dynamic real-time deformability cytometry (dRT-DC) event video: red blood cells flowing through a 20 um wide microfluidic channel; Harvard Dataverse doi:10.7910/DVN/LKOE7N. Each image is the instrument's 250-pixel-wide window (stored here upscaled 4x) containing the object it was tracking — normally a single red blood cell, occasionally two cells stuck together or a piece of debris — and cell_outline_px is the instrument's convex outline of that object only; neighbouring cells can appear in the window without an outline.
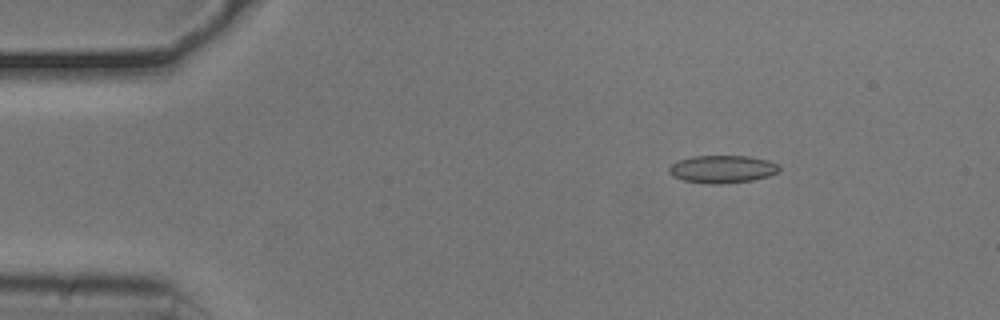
{"species": "common noctule bat (a hibernating species)", "species_latin": "Nyctalus noctula", "temperature_condition": "cold", "stored_images_in_passage": 52, "camera_frame_rate_fps": 3000, "um_per_image_px": 0.085, "animal": {"sex": "male", "body_mass_g": 20.5, "forearm_length_mm": 52.5}, "frame": {"image": 1, "passage_image": 6, "time_ms": 1.667, "image_size_px": [1000, 320], "cell_outline_px": [[780, 172], [768, 176], [752, 180], [720, 184], [708, 184], [684, 180], [672, 176], [668, 172], [668, 168], [672, 164], [680, 160], [692, 156], [748, 156], [768, 160], [776, 164], [780, 168]], "centroid_in_image_um": [61.4, 14.38], "position_along_channel_um": 23.6, "area_um2": 17.74}}
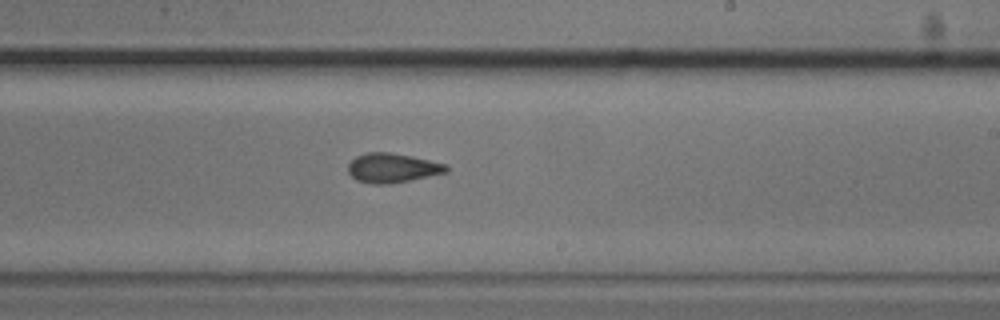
{"frame": {"image": 2, "passage_image": 30, "time_ms": 9.667, "image_size_px": [1000, 320], "cell_outline_px": [[448, 172], [392, 184], [372, 184], [356, 180], [348, 172], [348, 164], [356, 156], [368, 152], [388, 152], [412, 156], [448, 164]], "centroid_in_image_um": [33.36, 14.28], "position_along_channel_um": 255.6, "area_um2": 16.94}}
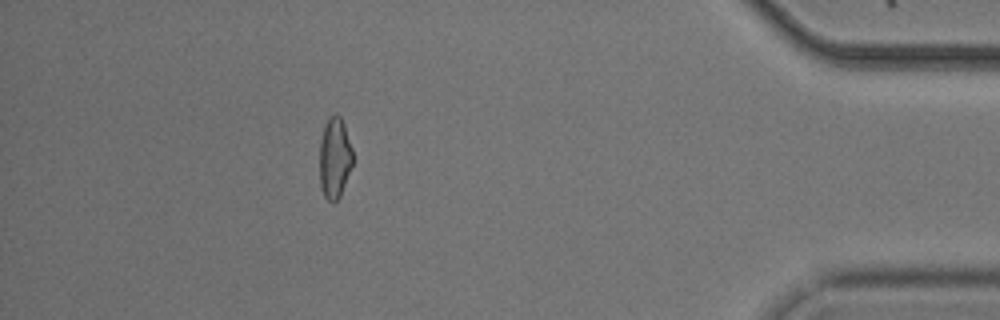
{"frame": {"image": 3, "passage_image": 46, "time_ms": 15.0, "image_size_px": [1000, 320], "cell_outline_px": [[352, 164], [340, 196], [332, 204], [324, 196], [320, 188], [320, 140], [328, 116], [336, 112], [340, 116], [344, 124], [352, 148]], "centroid_in_image_um": [28.43, 13.41], "position_along_channel_um": 406.8, "area_um2": 15.66}, "authors_computed_cell_mechanics": {"area_um2": 16.8198, "velocity_mm_per_s": 3.7607, "shape_relaxation_time_tau1_ms": 3.899, "shape_relaxation_time_tau2_ms": 2.3758, "deformation_change_tau1": 0.1057, "deformation_change_tau2": 0.1022}}